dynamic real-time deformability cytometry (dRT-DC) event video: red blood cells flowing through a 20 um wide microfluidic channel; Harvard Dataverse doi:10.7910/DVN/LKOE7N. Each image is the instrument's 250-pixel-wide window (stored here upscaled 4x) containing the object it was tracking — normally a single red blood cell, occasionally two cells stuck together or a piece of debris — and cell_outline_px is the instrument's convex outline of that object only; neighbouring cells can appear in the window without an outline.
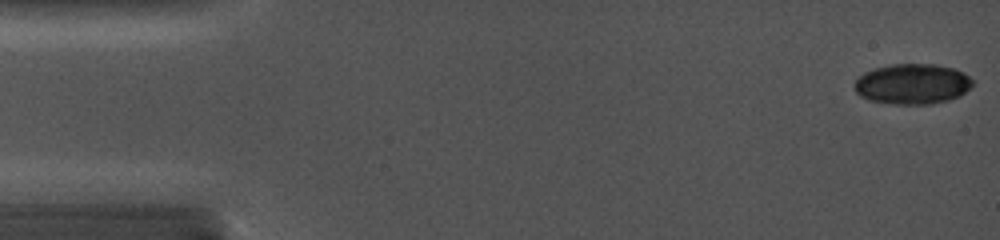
{"species": "common noctule bat (a hibernating species)", "species_latin": "Nyctalus noctula", "temperature_condition": "cold", "stored_images_in_passage": 6, "camera_frame_rate_fps": 5000, "um_per_image_px": 0.085, "animal": {"sex": "female", "body_mass_g": 19.0, "forearm_length_mm": 56.7}, "frame": {"image": 1, "passage_image": 2, "time_ms": 0.2, "image_size_px": [1000, 240], "cell_outline_px": [[968, 84], [960, 92], [952, 96], [936, 100], [876, 100], [860, 92], [856, 88], [856, 80], [868, 72], [880, 68], [908, 64], [912, 64], [948, 68], [960, 72], [968, 80]], "centroid_in_image_um": [77.48, 7.05], "position_along_channel_um": 7.5, "area_um2": 23.41}}